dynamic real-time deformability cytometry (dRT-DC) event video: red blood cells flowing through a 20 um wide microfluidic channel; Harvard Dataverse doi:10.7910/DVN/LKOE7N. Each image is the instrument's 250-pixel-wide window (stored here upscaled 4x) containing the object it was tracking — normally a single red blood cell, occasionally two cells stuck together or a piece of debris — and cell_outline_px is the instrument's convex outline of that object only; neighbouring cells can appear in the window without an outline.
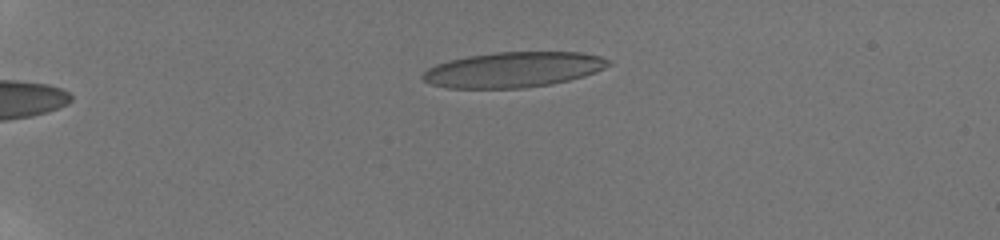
{"species": "human", "species_latin": "Homo sapiens", "temperature_condition": "room temperature", "stored_images_in_passage": 43, "camera_frame_rate_fps": 3000, "um_per_image_px": 0.085, "donor": {"sex": "male"}, "frame": {"image": 1, "passage_image": 2, "time_ms": 0.333, "image_size_px": [1000, 240], "cell_outline_px": [[612, 64], [604, 68], [584, 76], [552, 84], [524, 88], [448, 88], [432, 84], [424, 80], [420, 76], [428, 68], [436, 64], [448, 60], [468, 56], [496, 52], [580, 52], [600, 56], [608, 60]], "centroid_in_image_um": [43.62, 5.92], "position_along_channel_um": 41.4, "area_um2": 38.21}}
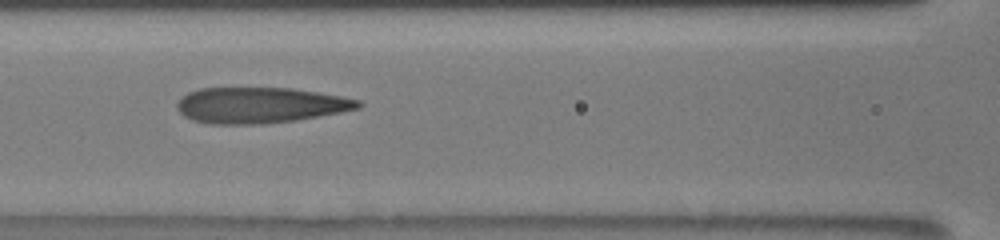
{"frame": {"image": 2, "passage_image": 16, "time_ms": 5.0, "image_size_px": [1000, 240], "cell_outline_px": [[364, 104], [360, 108], [340, 112], [296, 120], [264, 124], [208, 124], [192, 120], [184, 116], [176, 108], [176, 104], [188, 92], [200, 88], [292, 88], [340, 96], [360, 100]], "centroid_in_image_um": [22.1, 8.95], "position_along_channel_um": 144.5, "area_um2": 37.8}}
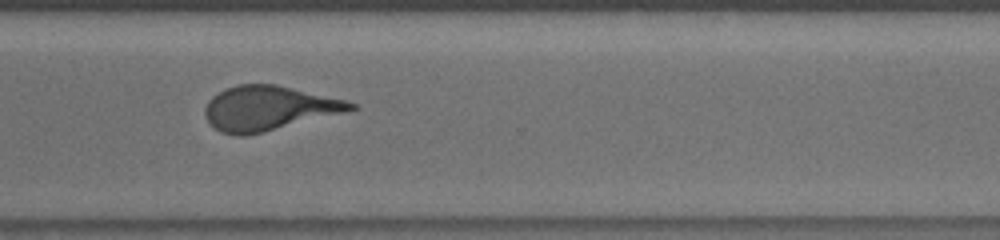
{"frame": {"image": 3, "passage_image": 32, "time_ms": 10.333, "image_size_px": [1000, 240], "cell_outline_px": [[356, 108], [344, 112], [264, 132], [244, 136], [236, 136], [220, 132], [204, 116], [204, 108], [208, 100], [212, 96], [236, 84], [276, 84], [348, 100], [356, 104]], "centroid_in_image_um": [22.81, 9.19], "position_along_channel_um": 347.8, "area_um2": 37.63}, "authors_computed_cell_mechanics": {"area_um2": 38.3214, "velocity_mm_per_s": 3.8168, "shape_relaxation_time_tau1_ms": 5.9443, "shape_relaxation_time_tau2_ms": 1.2086, "deformation_change_tau1": 0.2217, "deformation_change_tau2": 0.1122}}